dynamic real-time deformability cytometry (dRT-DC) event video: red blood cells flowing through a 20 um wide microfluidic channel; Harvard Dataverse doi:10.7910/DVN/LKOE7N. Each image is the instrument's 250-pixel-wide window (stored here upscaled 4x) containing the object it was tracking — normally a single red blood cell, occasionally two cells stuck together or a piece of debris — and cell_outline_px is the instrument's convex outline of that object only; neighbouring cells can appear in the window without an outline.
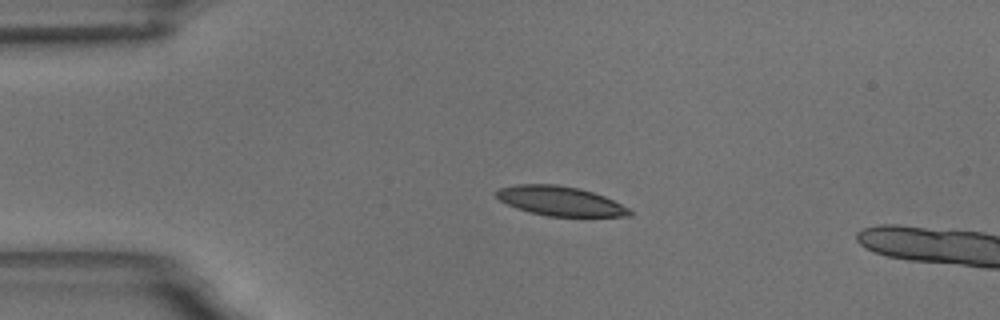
{"species": "common noctule bat (a hibernating species)", "species_latin": "Nyctalus noctula", "temperature_condition": "room temperature", "stored_images_in_passage": 16, "camera_frame_rate_fps": 3000, "um_per_image_px": 0.085, "animal": {"sex": "male", "body_mass_g": 18.8}, "frame": {"image": 1, "passage_image": 12, "time_ms": 3.667, "image_size_px": [1000, 320], "cell_outline_px": [[632, 216], [548, 216], [528, 212], [516, 208], [500, 200], [496, 196], [496, 192], [500, 188], [516, 184], [556, 184], [580, 188], [604, 196], [628, 208], [632, 212]], "centroid_in_image_um": [47.6, 17.08], "position_along_channel_um": 37.4, "area_um2": 22.72}}